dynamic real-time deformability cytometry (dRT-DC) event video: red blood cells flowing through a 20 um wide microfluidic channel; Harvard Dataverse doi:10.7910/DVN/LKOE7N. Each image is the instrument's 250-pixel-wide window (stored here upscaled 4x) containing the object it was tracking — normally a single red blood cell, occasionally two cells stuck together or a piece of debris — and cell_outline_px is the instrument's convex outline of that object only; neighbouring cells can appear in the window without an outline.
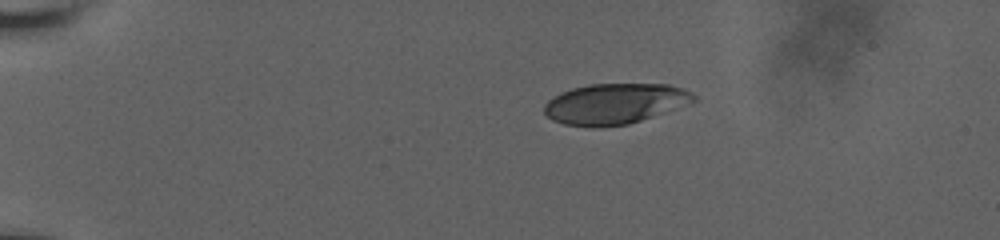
{"species": "human", "species_latin": "Homo sapiens", "temperature_condition": "room temperature", "stored_images_in_passage": 45, "camera_frame_rate_fps": 3000, "um_per_image_px": 0.085, "donor": {"sex": "male"}, "frame": {"image": 1, "passage_image": 1, "time_ms": 0.0, "image_size_px": [1000, 240], "cell_outline_px": [[696, 100], [664, 112], [628, 124], [596, 128], [592, 128], [564, 124], [552, 120], [544, 112], [544, 104], [548, 100], [572, 88], [588, 84], [668, 84], [692, 92], [696, 96]], "centroid_in_image_um": [52.23, 8.82], "position_along_channel_um": 32.8, "area_um2": 35.08}}
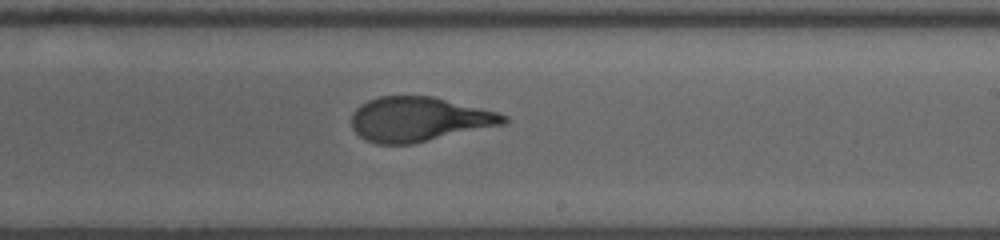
{"frame": {"image": 2, "passage_image": 25, "time_ms": 8.0, "image_size_px": [1000, 240], "cell_outline_px": [[508, 120], [504, 124], [412, 144], [376, 144], [364, 140], [352, 128], [352, 112], [360, 104], [368, 100], [380, 96], [432, 96], [496, 112], [508, 116]], "centroid_in_image_um": [35.57, 10.14], "position_along_channel_um": 253.4, "area_um2": 39.3}}
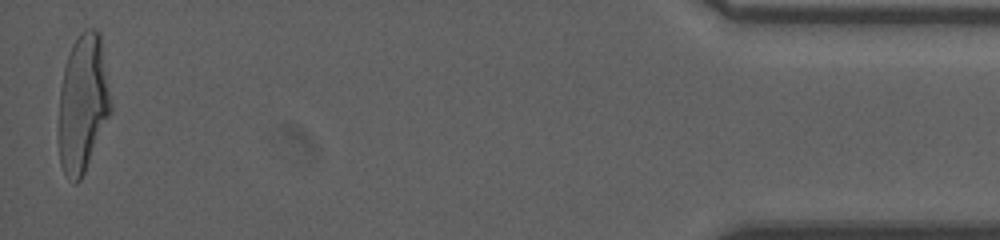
{"frame": {"image": 3, "passage_image": 45, "time_ms": 14.667, "image_size_px": [1000, 240], "cell_outline_px": [[112, 112], [84, 172], [80, 180], [76, 184], [72, 184], [64, 172], [60, 164], [60, 88], [64, 68], [72, 44], [80, 32], [88, 28], [92, 28], [100, 32], [112, 104]], "centroid_in_image_um": [7.07, 8.78], "position_along_channel_um": 428.1, "area_um2": 41.67}, "authors_computed_cell_mechanics": {"area_um2": 39.9398, "velocity_mm_per_s": 3.8204, "shape_relaxation_time_tau1_ms": 4.6652, "shape_relaxation_time_tau2_ms": 0.6522, "deformation_change_tau1": 0.1985, "deformation_change_tau2": 0.073}}